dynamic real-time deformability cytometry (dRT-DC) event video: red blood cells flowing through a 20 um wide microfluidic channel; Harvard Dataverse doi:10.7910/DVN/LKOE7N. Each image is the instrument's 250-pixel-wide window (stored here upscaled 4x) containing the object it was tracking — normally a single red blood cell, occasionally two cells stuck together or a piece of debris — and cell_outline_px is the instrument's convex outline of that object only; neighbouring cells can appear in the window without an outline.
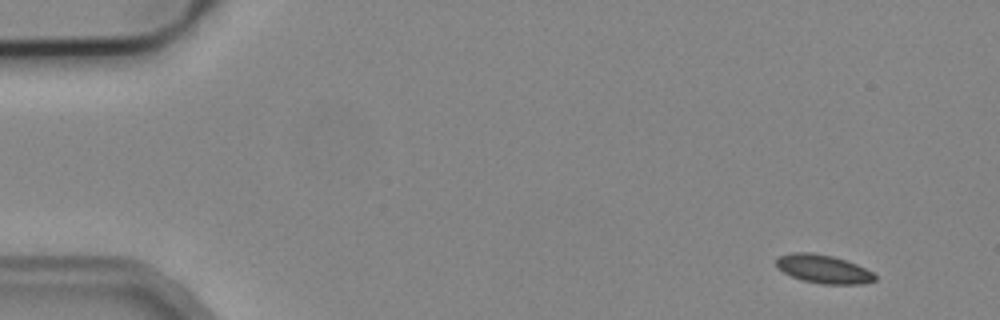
{"species": "common noctule bat (a hibernating species)", "species_latin": "Nyctalus noctula", "temperature_condition": "cold", "stored_images_in_passage": 5, "camera_frame_rate_fps": 3000, "um_per_image_px": 0.085, "animal": {"sex": "male", "body_mass_g": 19.2, "forearm_length_mm": 51.8}, "frame": {"image": 1, "passage_image": 1, "time_ms": 0.0, "image_size_px": [1000, 320], "cell_outline_px": [[876, 280], [864, 284], [820, 284], [804, 280], [792, 276], [776, 268], [776, 260], [780, 256], [792, 252], [812, 252], [832, 256], [856, 264], [872, 272], [876, 276]], "centroid_in_image_um": [69.98, 22.87], "position_along_channel_um": 15.0, "area_um2": 16.3}}
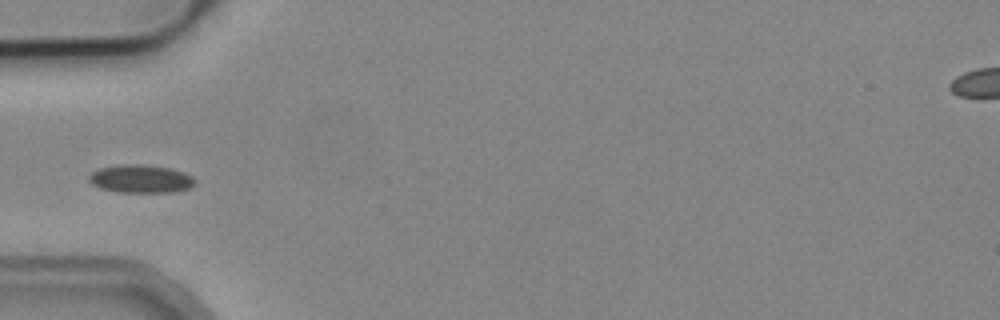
{"frame": {"image": 2, "passage_image": 5, "time_ms": 4.667, "image_size_px": [1000, 320], "cell_outline_px": [[196, 184], [188, 188], [172, 192], [116, 192], [100, 188], [92, 184], [88, 180], [88, 176], [92, 172], [100, 168], [120, 164], [140, 164], [168, 168], [184, 172], [192, 176], [196, 180]], "centroid_in_image_um": [11.95, 15.2], "position_along_channel_um": 73.1, "area_um2": 17.4}}